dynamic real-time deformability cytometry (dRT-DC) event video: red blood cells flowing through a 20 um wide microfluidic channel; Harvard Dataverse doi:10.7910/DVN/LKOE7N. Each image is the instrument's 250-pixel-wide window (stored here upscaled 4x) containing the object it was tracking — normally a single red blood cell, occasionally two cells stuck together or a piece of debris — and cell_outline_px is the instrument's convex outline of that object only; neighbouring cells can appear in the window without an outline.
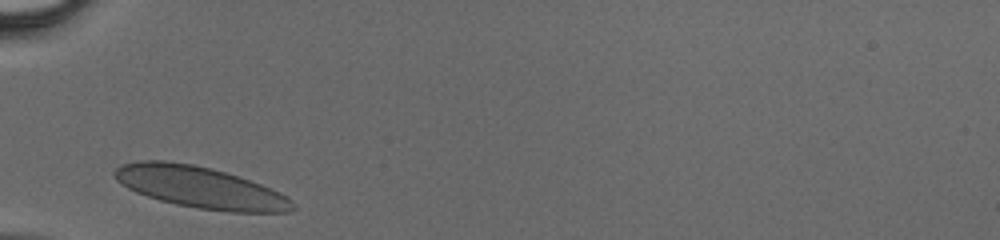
{"species": "human", "species_latin": "Homo sapiens", "temperature_condition": "cold", "stored_images_in_passage": 23, "camera_frame_rate_fps": 3000, "um_per_image_px": 0.085, "donor": {"sex": "male"}, "frame": {"image": 1, "passage_image": 1, "time_ms": 0.0, "image_size_px": [1000, 240], "cell_outline_px": [[296, 208], [292, 212], [232, 212], [200, 208], [176, 204], [160, 200], [136, 192], [128, 188], [116, 180], [112, 176], [112, 172], [120, 164], [136, 160], [164, 160], [192, 164], [212, 168], [260, 184], [280, 192], [296, 204]], "centroid_in_image_um": [16.98, 15.91], "position_along_channel_um": 68.0, "area_um2": 43.0}}
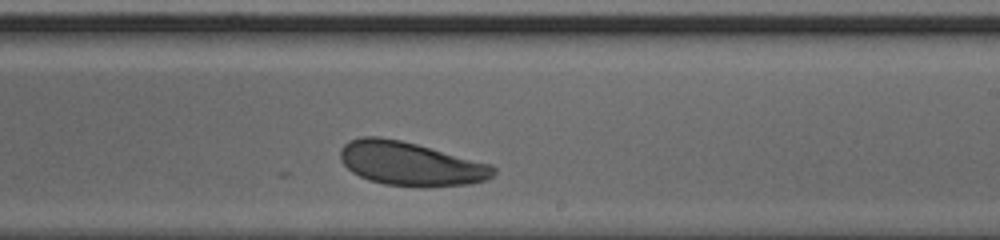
{"frame": {"image": 2, "passage_image": 14, "time_ms": 4.333, "image_size_px": [1000, 240], "cell_outline_px": [[496, 172], [488, 180], [468, 184], [420, 188], [384, 184], [368, 180], [352, 172], [340, 160], [340, 148], [344, 144], [352, 140], [364, 136], [376, 136], [400, 140], [416, 144], [492, 164], [496, 168]], "centroid_in_image_um": [34.91, 13.93], "position_along_channel_um": 254.1, "area_um2": 39.25}}
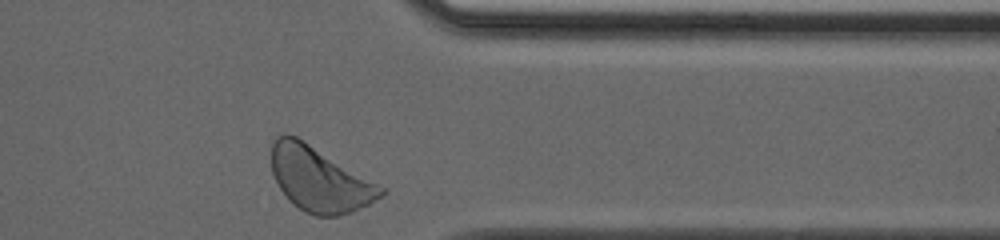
{"frame": {"image": 3, "passage_image": 23, "time_ms": 7.333, "image_size_px": [1000, 240], "cell_outline_px": [[388, 192], [368, 204], [352, 212], [340, 216], [316, 216], [304, 212], [280, 188], [272, 172], [272, 144], [276, 136], [284, 132], [296, 136], [384, 188]], "centroid_in_image_um": [27.14, 15.24], "position_along_channel_um": 384.3, "area_um2": 40.4}}